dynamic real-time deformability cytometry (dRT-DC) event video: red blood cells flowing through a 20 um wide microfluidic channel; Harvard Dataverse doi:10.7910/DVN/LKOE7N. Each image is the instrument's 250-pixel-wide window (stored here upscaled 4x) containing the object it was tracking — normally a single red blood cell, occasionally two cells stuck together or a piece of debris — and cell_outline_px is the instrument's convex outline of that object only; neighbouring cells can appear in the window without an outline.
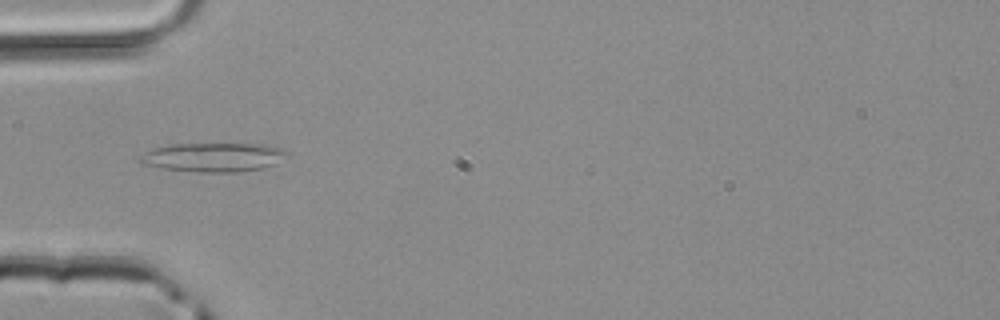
{"species": "common noctule bat (a hibernating species)", "species_latin": "Nyctalus noctula", "temperature_condition": "room temperature", "stored_images_in_passage": 20, "camera_frame_rate_fps": 3000, "um_per_image_px": 0.085, "animal": {"sex": "male", "body_mass_g": 20.4}, "frame": {"image": 1, "passage_image": 1, "time_ms": 0.0, "image_size_px": [1000, 320], "cell_outline_px": [[288, 156], [264, 168], [240, 172], [196, 172], [164, 168], [144, 164], [136, 160], [144, 152], [156, 148], [172, 144], [264, 144], [288, 152]], "centroid_in_image_um": [18.11, 13.37], "position_along_channel_um": 66.9, "area_um2": 24.62}}
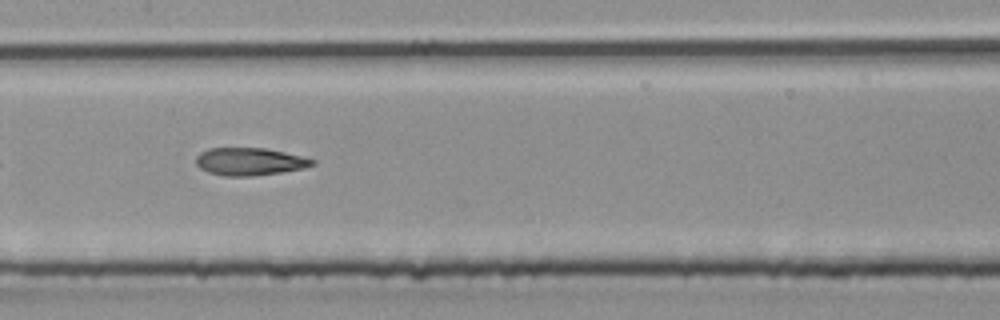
{"frame": {"image": 2, "passage_image": 9, "time_ms": 2.667, "image_size_px": [1000, 320], "cell_outline_px": [[316, 164], [304, 168], [280, 172], [252, 176], [224, 176], [208, 172], [200, 168], [196, 164], [196, 156], [200, 152], [208, 148], [264, 148], [284, 152], [316, 160]], "centroid_in_image_um": [21.2, 13.73], "position_along_channel_um": 186.2, "area_um2": 18.67}}
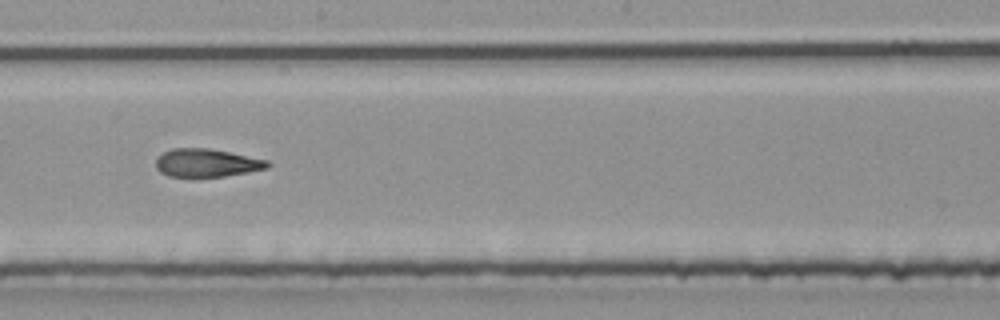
{"frame": {"image": 3, "passage_image": 12, "time_ms": 3.667, "image_size_px": [1000, 320], "cell_outline_px": [[272, 164], [268, 168], [248, 172], [224, 176], [192, 180], [168, 176], [160, 172], [156, 168], [156, 156], [172, 148], [208, 148], [268, 160]], "centroid_in_image_um": [17.51, 13.89], "position_along_channel_um": 230.7, "area_um2": 19.02}}